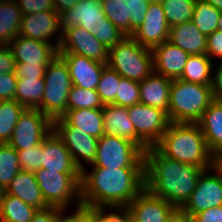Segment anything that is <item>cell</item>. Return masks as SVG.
<instances>
[{
  "label": "cell",
  "instance_id": "cell-1",
  "mask_svg": "<svg viewBox=\"0 0 222 222\" xmlns=\"http://www.w3.org/2000/svg\"><path fill=\"white\" fill-rule=\"evenodd\" d=\"M81 204L89 209L127 207L145 188V168L93 167L81 171Z\"/></svg>",
  "mask_w": 222,
  "mask_h": 222
},
{
  "label": "cell",
  "instance_id": "cell-2",
  "mask_svg": "<svg viewBox=\"0 0 222 222\" xmlns=\"http://www.w3.org/2000/svg\"><path fill=\"white\" fill-rule=\"evenodd\" d=\"M145 188L180 210L191 197L204 170L164 156L156 147L144 152Z\"/></svg>",
  "mask_w": 222,
  "mask_h": 222
},
{
  "label": "cell",
  "instance_id": "cell-3",
  "mask_svg": "<svg viewBox=\"0 0 222 222\" xmlns=\"http://www.w3.org/2000/svg\"><path fill=\"white\" fill-rule=\"evenodd\" d=\"M155 147L170 159L203 169L212 168V153L198 124L170 123Z\"/></svg>",
  "mask_w": 222,
  "mask_h": 222
},
{
  "label": "cell",
  "instance_id": "cell-4",
  "mask_svg": "<svg viewBox=\"0 0 222 222\" xmlns=\"http://www.w3.org/2000/svg\"><path fill=\"white\" fill-rule=\"evenodd\" d=\"M213 101L211 84L174 79L170 87L169 120L171 123L197 124Z\"/></svg>",
  "mask_w": 222,
  "mask_h": 222
},
{
  "label": "cell",
  "instance_id": "cell-5",
  "mask_svg": "<svg viewBox=\"0 0 222 222\" xmlns=\"http://www.w3.org/2000/svg\"><path fill=\"white\" fill-rule=\"evenodd\" d=\"M106 65L123 78L141 82L154 72L152 49L126 36L109 49Z\"/></svg>",
  "mask_w": 222,
  "mask_h": 222
},
{
  "label": "cell",
  "instance_id": "cell-6",
  "mask_svg": "<svg viewBox=\"0 0 222 222\" xmlns=\"http://www.w3.org/2000/svg\"><path fill=\"white\" fill-rule=\"evenodd\" d=\"M44 82L42 113L53 122L66 113L68 94L73 85L67 65L59 56L46 66Z\"/></svg>",
  "mask_w": 222,
  "mask_h": 222
},
{
  "label": "cell",
  "instance_id": "cell-7",
  "mask_svg": "<svg viewBox=\"0 0 222 222\" xmlns=\"http://www.w3.org/2000/svg\"><path fill=\"white\" fill-rule=\"evenodd\" d=\"M42 197L49 207L66 210L73 198L81 204V173H57L40 168L34 172Z\"/></svg>",
  "mask_w": 222,
  "mask_h": 222
},
{
  "label": "cell",
  "instance_id": "cell-8",
  "mask_svg": "<svg viewBox=\"0 0 222 222\" xmlns=\"http://www.w3.org/2000/svg\"><path fill=\"white\" fill-rule=\"evenodd\" d=\"M103 168H145L144 152L133 142L104 134L98 139L97 152L92 163Z\"/></svg>",
  "mask_w": 222,
  "mask_h": 222
},
{
  "label": "cell",
  "instance_id": "cell-9",
  "mask_svg": "<svg viewBox=\"0 0 222 222\" xmlns=\"http://www.w3.org/2000/svg\"><path fill=\"white\" fill-rule=\"evenodd\" d=\"M127 111L135 127L136 141L145 150L155 147L171 123L168 114L142 103L127 107Z\"/></svg>",
  "mask_w": 222,
  "mask_h": 222
},
{
  "label": "cell",
  "instance_id": "cell-10",
  "mask_svg": "<svg viewBox=\"0 0 222 222\" xmlns=\"http://www.w3.org/2000/svg\"><path fill=\"white\" fill-rule=\"evenodd\" d=\"M53 130V122L37 108H26L14 127L8 144L16 151L42 143Z\"/></svg>",
  "mask_w": 222,
  "mask_h": 222
},
{
  "label": "cell",
  "instance_id": "cell-11",
  "mask_svg": "<svg viewBox=\"0 0 222 222\" xmlns=\"http://www.w3.org/2000/svg\"><path fill=\"white\" fill-rule=\"evenodd\" d=\"M152 0H101L102 10L124 35L131 36L143 23Z\"/></svg>",
  "mask_w": 222,
  "mask_h": 222
},
{
  "label": "cell",
  "instance_id": "cell-12",
  "mask_svg": "<svg viewBox=\"0 0 222 222\" xmlns=\"http://www.w3.org/2000/svg\"><path fill=\"white\" fill-rule=\"evenodd\" d=\"M53 130L61 138L69 150L75 165L82 171L84 169L81 159L86 164L94 162L98 139L77 128L70 126L62 117L53 121Z\"/></svg>",
  "mask_w": 222,
  "mask_h": 222
},
{
  "label": "cell",
  "instance_id": "cell-13",
  "mask_svg": "<svg viewBox=\"0 0 222 222\" xmlns=\"http://www.w3.org/2000/svg\"><path fill=\"white\" fill-rule=\"evenodd\" d=\"M204 169L199 176L196 188L180 211L191 219L208 208L222 206V178L217 174H207Z\"/></svg>",
  "mask_w": 222,
  "mask_h": 222
},
{
  "label": "cell",
  "instance_id": "cell-14",
  "mask_svg": "<svg viewBox=\"0 0 222 222\" xmlns=\"http://www.w3.org/2000/svg\"><path fill=\"white\" fill-rule=\"evenodd\" d=\"M58 53H74L107 64L109 49L80 26L65 29Z\"/></svg>",
  "mask_w": 222,
  "mask_h": 222
},
{
  "label": "cell",
  "instance_id": "cell-15",
  "mask_svg": "<svg viewBox=\"0 0 222 222\" xmlns=\"http://www.w3.org/2000/svg\"><path fill=\"white\" fill-rule=\"evenodd\" d=\"M169 29L170 26L167 23L162 3L160 0H152L145 13L143 23L131 37L141 46L153 49L168 41Z\"/></svg>",
  "mask_w": 222,
  "mask_h": 222
},
{
  "label": "cell",
  "instance_id": "cell-16",
  "mask_svg": "<svg viewBox=\"0 0 222 222\" xmlns=\"http://www.w3.org/2000/svg\"><path fill=\"white\" fill-rule=\"evenodd\" d=\"M18 35L46 43H51L49 39L53 38V35L57 36L55 44L58 49L62 42L60 14L56 11H44L23 15Z\"/></svg>",
  "mask_w": 222,
  "mask_h": 222
},
{
  "label": "cell",
  "instance_id": "cell-17",
  "mask_svg": "<svg viewBox=\"0 0 222 222\" xmlns=\"http://www.w3.org/2000/svg\"><path fill=\"white\" fill-rule=\"evenodd\" d=\"M139 222H167L177 209L166 200L144 188L127 206Z\"/></svg>",
  "mask_w": 222,
  "mask_h": 222
},
{
  "label": "cell",
  "instance_id": "cell-18",
  "mask_svg": "<svg viewBox=\"0 0 222 222\" xmlns=\"http://www.w3.org/2000/svg\"><path fill=\"white\" fill-rule=\"evenodd\" d=\"M16 63L49 64L58 56L57 45L17 35L8 44Z\"/></svg>",
  "mask_w": 222,
  "mask_h": 222
},
{
  "label": "cell",
  "instance_id": "cell-19",
  "mask_svg": "<svg viewBox=\"0 0 222 222\" xmlns=\"http://www.w3.org/2000/svg\"><path fill=\"white\" fill-rule=\"evenodd\" d=\"M58 56L66 63L73 85L96 90L106 64L74 53H58Z\"/></svg>",
  "mask_w": 222,
  "mask_h": 222
},
{
  "label": "cell",
  "instance_id": "cell-20",
  "mask_svg": "<svg viewBox=\"0 0 222 222\" xmlns=\"http://www.w3.org/2000/svg\"><path fill=\"white\" fill-rule=\"evenodd\" d=\"M107 22L101 0H80L74 7L60 14V28L80 26L92 33V27Z\"/></svg>",
  "mask_w": 222,
  "mask_h": 222
},
{
  "label": "cell",
  "instance_id": "cell-21",
  "mask_svg": "<svg viewBox=\"0 0 222 222\" xmlns=\"http://www.w3.org/2000/svg\"><path fill=\"white\" fill-rule=\"evenodd\" d=\"M41 168L57 173H81L61 138L52 130L42 141Z\"/></svg>",
  "mask_w": 222,
  "mask_h": 222
},
{
  "label": "cell",
  "instance_id": "cell-22",
  "mask_svg": "<svg viewBox=\"0 0 222 222\" xmlns=\"http://www.w3.org/2000/svg\"><path fill=\"white\" fill-rule=\"evenodd\" d=\"M154 72L168 79H180L187 59V52L165 41L152 49Z\"/></svg>",
  "mask_w": 222,
  "mask_h": 222
},
{
  "label": "cell",
  "instance_id": "cell-23",
  "mask_svg": "<svg viewBox=\"0 0 222 222\" xmlns=\"http://www.w3.org/2000/svg\"><path fill=\"white\" fill-rule=\"evenodd\" d=\"M171 79L152 72L139 82L140 103L165 111L169 117Z\"/></svg>",
  "mask_w": 222,
  "mask_h": 222
},
{
  "label": "cell",
  "instance_id": "cell-24",
  "mask_svg": "<svg viewBox=\"0 0 222 222\" xmlns=\"http://www.w3.org/2000/svg\"><path fill=\"white\" fill-rule=\"evenodd\" d=\"M168 41L189 55L206 54L207 51V36L199 31L192 20L171 26Z\"/></svg>",
  "mask_w": 222,
  "mask_h": 222
},
{
  "label": "cell",
  "instance_id": "cell-25",
  "mask_svg": "<svg viewBox=\"0 0 222 222\" xmlns=\"http://www.w3.org/2000/svg\"><path fill=\"white\" fill-rule=\"evenodd\" d=\"M104 120V133L106 135L120 136L135 143L143 152L145 149L136 141V131L129 119L127 107L114 104L104 105L102 108Z\"/></svg>",
  "mask_w": 222,
  "mask_h": 222
},
{
  "label": "cell",
  "instance_id": "cell-26",
  "mask_svg": "<svg viewBox=\"0 0 222 222\" xmlns=\"http://www.w3.org/2000/svg\"><path fill=\"white\" fill-rule=\"evenodd\" d=\"M5 192L20 198L23 202L34 206L38 210L49 207L42 197L33 172L20 170Z\"/></svg>",
  "mask_w": 222,
  "mask_h": 222
},
{
  "label": "cell",
  "instance_id": "cell-27",
  "mask_svg": "<svg viewBox=\"0 0 222 222\" xmlns=\"http://www.w3.org/2000/svg\"><path fill=\"white\" fill-rule=\"evenodd\" d=\"M197 124L201 128L209 151L213 154L222 150V102L214 100Z\"/></svg>",
  "mask_w": 222,
  "mask_h": 222
},
{
  "label": "cell",
  "instance_id": "cell-28",
  "mask_svg": "<svg viewBox=\"0 0 222 222\" xmlns=\"http://www.w3.org/2000/svg\"><path fill=\"white\" fill-rule=\"evenodd\" d=\"M62 118L77 131H83L99 139L104 133V120L102 109L69 110Z\"/></svg>",
  "mask_w": 222,
  "mask_h": 222
},
{
  "label": "cell",
  "instance_id": "cell-29",
  "mask_svg": "<svg viewBox=\"0 0 222 222\" xmlns=\"http://www.w3.org/2000/svg\"><path fill=\"white\" fill-rule=\"evenodd\" d=\"M22 16L15 0H0V45H8L19 34Z\"/></svg>",
  "mask_w": 222,
  "mask_h": 222
},
{
  "label": "cell",
  "instance_id": "cell-30",
  "mask_svg": "<svg viewBox=\"0 0 222 222\" xmlns=\"http://www.w3.org/2000/svg\"><path fill=\"white\" fill-rule=\"evenodd\" d=\"M44 86V78H18L16 101L26 108H37L42 112Z\"/></svg>",
  "mask_w": 222,
  "mask_h": 222
},
{
  "label": "cell",
  "instance_id": "cell-31",
  "mask_svg": "<svg viewBox=\"0 0 222 222\" xmlns=\"http://www.w3.org/2000/svg\"><path fill=\"white\" fill-rule=\"evenodd\" d=\"M213 61L206 54L190 55L180 77L181 80L198 84H212Z\"/></svg>",
  "mask_w": 222,
  "mask_h": 222
},
{
  "label": "cell",
  "instance_id": "cell-32",
  "mask_svg": "<svg viewBox=\"0 0 222 222\" xmlns=\"http://www.w3.org/2000/svg\"><path fill=\"white\" fill-rule=\"evenodd\" d=\"M37 210L20 198L5 192L2 198L0 222H30Z\"/></svg>",
  "mask_w": 222,
  "mask_h": 222
},
{
  "label": "cell",
  "instance_id": "cell-33",
  "mask_svg": "<svg viewBox=\"0 0 222 222\" xmlns=\"http://www.w3.org/2000/svg\"><path fill=\"white\" fill-rule=\"evenodd\" d=\"M23 105L13 100H0V143H8L22 112Z\"/></svg>",
  "mask_w": 222,
  "mask_h": 222
},
{
  "label": "cell",
  "instance_id": "cell-34",
  "mask_svg": "<svg viewBox=\"0 0 222 222\" xmlns=\"http://www.w3.org/2000/svg\"><path fill=\"white\" fill-rule=\"evenodd\" d=\"M221 11L204 0H196L192 21L199 31L208 36L218 29Z\"/></svg>",
  "mask_w": 222,
  "mask_h": 222
},
{
  "label": "cell",
  "instance_id": "cell-35",
  "mask_svg": "<svg viewBox=\"0 0 222 222\" xmlns=\"http://www.w3.org/2000/svg\"><path fill=\"white\" fill-rule=\"evenodd\" d=\"M20 170L17 151L8 143H0V187L4 191Z\"/></svg>",
  "mask_w": 222,
  "mask_h": 222
},
{
  "label": "cell",
  "instance_id": "cell-36",
  "mask_svg": "<svg viewBox=\"0 0 222 222\" xmlns=\"http://www.w3.org/2000/svg\"><path fill=\"white\" fill-rule=\"evenodd\" d=\"M168 25L192 20L196 0H160Z\"/></svg>",
  "mask_w": 222,
  "mask_h": 222
},
{
  "label": "cell",
  "instance_id": "cell-37",
  "mask_svg": "<svg viewBox=\"0 0 222 222\" xmlns=\"http://www.w3.org/2000/svg\"><path fill=\"white\" fill-rule=\"evenodd\" d=\"M103 107L104 104L96 90L72 85L68 94L67 111L83 108L102 109Z\"/></svg>",
  "mask_w": 222,
  "mask_h": 222
},
{
  "label": "cell",
  "instance_id": "cell-38",
  "mask_svg": "<svg viewBox=\"0 0 222 222\" xmlns=\"http://www.w3.org/2000/svg\"><path fill=\"white\" fill-rule=\"evenodd\" d=\"M121 78L116 71L108 66L103 69L96 91L104 105H115V98L116 94H118V85Z\"/></svg>",
  "mask_w": 222,
  "mask_h": 222
},
{
  "label": "cell",
  "instance_id": "cell-39",
  "mask_svg": "<svg viewBox=\"0 0 222 222\" xmlns=\"http://www.w3.org/2000/svg\"><path fill=\"white\" fill-rule=\"evenodd\" d=\"M137 103H140L139 82L122 77L118 85L115 105L129 107Z\"/></svg>",
  "mask_w": 222,
  "mask_h": 222
},
{
  "label": "cell",
  "instance_id": "cell-40",
  "mask_svg": "<svg viewBox=\"0 0 222 222\" xmlns=\"http://www.w3.org/2000/svg\"><path fill=\"white\" fill-rule=\"evenodd\" d=\"M92 33L108 49L120 43L126 37L108 18L107 22H101L96 27L93 26Z\"/></svg>",
  "mask_w": 222,
  "mask_h": 222
},
{
  "label": "cell",
  "instance_id": "cell-41",
  "mask_svg": "<svg viewBox=\"0 0 222 222\" xmlns=\"http://www.w3.org/2000/svg\"><path fill=\"white\" fill-rule=\"evenodd\" d=\"M17 154L21 170L34 173L41 168L42 143L26 150H18Z\"/></svg>",
  "mask_w": 222,
  "mask_h": 222
},
{
  "label": "cell",
  "instance_id": "cell-42",
  "mask_svg": "<svg viewBox=\"0 0 222 222\" xmlns=\"http://www.w3.org/2000/svg\"><path fill=\"white\" fill-rule=\"evenodd\" d=\"M23 15L55 11L53 0H15Z\"/></svg>",
  "mask_w": 222,
  "mask_h": 222
},
{
  "label": "cell",
  "instance_id": "cell-43",
  "mask_svg": "<svg viewBox=\"0 0 222 222\" xmlns=\"http://www.w3.org/2000/svg\"><path fill=\"white\" fill-rule=\"evenodd\" d=\"M48 64L16 63L15 74L17 78H44Z\"/></svg>",
  "mask_w": 222,
  "mask_h": 222
},
{
  "label": "cell",
  "instance_id": "cell-44",
  "mask_svg": "<svg viewBox=\"0 0 222 222\" xmlns=\"http://www.w3.org/2000/svg\"><path fill=\"white\" fill-rule=\"evenodd\" d=\"M15 73L0 74V100H16V83Z\"/></svg>",
  "mask_w": 222,
  "mask_h": 222
},
{
  "label": "cell",
  "instance_id": "cell-45",
  "mask_svg": "<svg viewBox=\"0 0 222 222\" xmlns=\"http://www.w3.org/2000/svg\"><path fill=\"white\" fill-rule=\"evenodd\" d=\"M104 209L105 207L91 209V213L98 219V222H128L127 207H111L112 210L121 211V215L115 212L106 214Z\"/></svg>",
  "mask_w": 222,
  "mask_h": 222
},
{
  "label": "cell",
  "instance_id": "cell-46",
  "mask_svg": "<svg viewBox=\"0 0 222 222\" xmlns=\"http://www.w3.org/2000/svg\"><path fill=\"white\" fill-rule=\"evenodd\" d=\"M206 55L213 60V56L216 59L222 61V31L215 30L213 33L207 36V51Z\"/></svg>",
  "mask_w": 222,
  "mask_h": 222
},
{
  "label": "cell",
  "instance_id": "cell-47",
  "mask_svg": "<svg viewBox=\"0 0 222 222\" xmlns=\"http://www.w3.org/2000/svg\"><path fill=\"white\" fill-rule=\"evenodd\" d=\"M16 62L8 45H0V74L15 73Z\"/></svg>",
  "mask_w": 222,
  "mask_h": 222
},
{
  "label": "cell",
  "instance_id": "cell-48",
  "mask_svg": "<svg viewBox=\"0 0 222 222\" xmlns=\"http://www.w3.org/2000/svg\"><path fill=\"white\" fill-rule=\"evenodd\" d=\"M191 222H222V206L208 208L194 215Z\"/></svg>",
  "mask_w": 222,
  "mask_h": 222
},
{
  "label": "cell",
  "instance_id": "cell-49",
  "mask_svg": "<svg viewBox=\"0 0 222 222\" xmlns=\"http://www.w3.org/2000/svg\"><path fill=\"white\" fill-rule=\"evenodd\" d=\"M64 209L57 207H48L44 210H37L30 222H56L57 216Z\"/></svg>",
  "mask_w": 222,
  "mask_h": 222
},
{
  "label": "cell",
  "instance_id": "cell-50",
  "mask_svg": "<svg viewBox=\"0 0 222 222\" xmlns=\"http://www.w3.org/2000/svg\"><path fill=\"white\" fill-rule=\"evenodd\" d=\"M216 69L217 72L212 78L211 88L214 100L222 102V61Z\"/></svg>",
  "mask_w": 222,
  "mask_h": 222
},
{
  "label": "cell",
  "instance_id": "cell-51",
  "mask_svg": "<svg viewBox=\"0 0 222 222\" xmlns=\"http://www.w3.org/2000/svg\"><path fill=\"white\" fill-rule=\"evenodd\" d=\"M63 210L58 216L56 222H82V206L78 207L74 214L65 216Z\"/></svg>",
  "mask_w": 222,
  "mask_h": 222
},
{
  "label": "cell",
  "instance_id": "cell-52",
  "mask_svg": "<svg viewBox=\"0 0 222 222\" xmlns=\"http://www.w3.org/2000/svg\"><path fill=\"white\" fill-rule=\"evenodd\" d=\"M80 0H53L55 11L59 14L67 11L77 4Z\"/></svg>",
  "mask_w": 222,
  "mask_h": 222
},
{
  "label": "cell",
  "instance_id": "cell-53",
  "mask_svg": "<svg viewBox=\"0 0 222 222\" xmlns=\"http://www.w3.org/2000/svg\"><path fill=\"white\" fill-rule=\"evenodd\" d=\"M212 169L222 178V150L212 154Z\"/></svg>",
  "mask_w": 222,
  "mask_h": 222
},
{
  "label": "cell",
  "instance_id": "cell-54",
  "mask_svg": "<svg viewBox=\"0 0 222 222\" xmlns=\"http://www.w3.org/2000/svg\"><path fill=\"white\" fill-rule=\"evenodd\" d=\"M82 222H98V219L91 213V209L82 206Z\"/></svg>",
  "mask_w": 222,
  "mask_h": 222
},
{
  "label": "cell",
  "instance_id": "cell-55",
  "mask_svg": "<svg viewBox=\"0 0 222 222\" xmlns=\"http://www.w3.org/2000/svg\"><path fill=\"white\" fill-rule=\"evenodd\" d=\"M167 222H191L180 210H177Z\"/></svg>",
  "mask_w": 222,
  "mask_h": 222
},
{
  "label": "cell",
  "instance_id": "cell-56",
  "mask_svg": "<svg viewBox=\"0 0 222 222\" xmlns=\"http://www.w3.org/2000/svg\"><path fill=\"white\" fill-rule=\"evenodd\" d=\"M208 2L211 6L217 8L218 10L222 11V0H204Z\"/></svg>",
  "mask_w": 222,
  "mask_h": 222
},
{
  "label": "cell",
  "instance_id": "cell-57",
  "mask_svg": "<svg viewBox=\"0 0 222 222\" xmlns=\"http://www.w3.org/2000/svg\"><path fill=\"white\" fill-rule=\"evenodd\" d=\"M128 222H139L130 214L129 209H128Z\"/></svg>",
  "mask_w": 222,
  "mask_h": 222
},
{
  "label": "cell",
  "instance_id": "cell-58",
  "mask_svg": "<svg viewBox=\"0 0 222 222\" xmlns=\"http://www.w3.org/2000/svg\"><path fill=\"white\" fill-rule=\"evenodd\" d=\"M217 30L222 31V11L220 13L218 29Z\"/></svg>",
  "mask_w": 222,
  "mask_h": 222
},
{
  "label": "cell",
  "instance_id": "cell-59",
  "mask_svg": "<svg viewBox=\"0 0 222 222\" xmlns=\"http://www.w3.org/2000/svg\"><path fill=\"white\" fill-rule=\"evenodd\" d=\"M4 193L5 191L0 187V212H1L2 198H3Z\"/></svg>",
  "mask_w": 222,
  "mask_h": 222
}]
</instances>
